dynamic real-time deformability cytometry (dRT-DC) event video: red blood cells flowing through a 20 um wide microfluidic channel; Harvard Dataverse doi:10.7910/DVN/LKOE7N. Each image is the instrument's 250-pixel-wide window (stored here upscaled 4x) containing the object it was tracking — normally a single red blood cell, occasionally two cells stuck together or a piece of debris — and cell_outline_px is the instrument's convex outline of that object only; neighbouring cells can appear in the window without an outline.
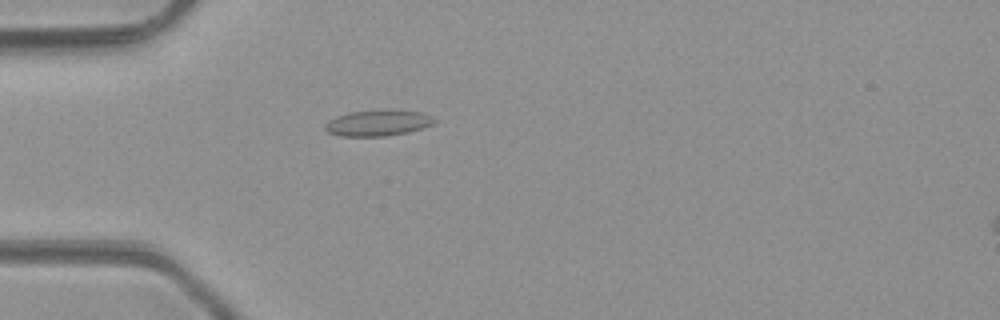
{"species": "common noctule bat (a hibernating species)", "species_latin": "Nyctalus noctula", "temperature_condition": "room temperature", "stored_images_in_passage": 1, "camera_frame_rate_fps": 3000, "um_per_image_px": 0.085, "animal": {"sex": "male", "body_mass_g": 23.1, "forearm_length_mm": 52.7}, "frame": {"image": 1, "passage_image": 1, "time_ms": 0.0, "image_size_px": [1000, 320], "cell_outline_px": [[436, 120], [432, 124], [424, 128], [408, 132], [384, 136], [340, 136], [328, 132], [324, 128], [324, 124], [328, 120], [336, 116], [348, 112], [424, 112], [432, 116]], "centroid_in_image_um": [32.09, 10.49], "position_along_channel_um": 52.9, "area_um2": 15.95}}